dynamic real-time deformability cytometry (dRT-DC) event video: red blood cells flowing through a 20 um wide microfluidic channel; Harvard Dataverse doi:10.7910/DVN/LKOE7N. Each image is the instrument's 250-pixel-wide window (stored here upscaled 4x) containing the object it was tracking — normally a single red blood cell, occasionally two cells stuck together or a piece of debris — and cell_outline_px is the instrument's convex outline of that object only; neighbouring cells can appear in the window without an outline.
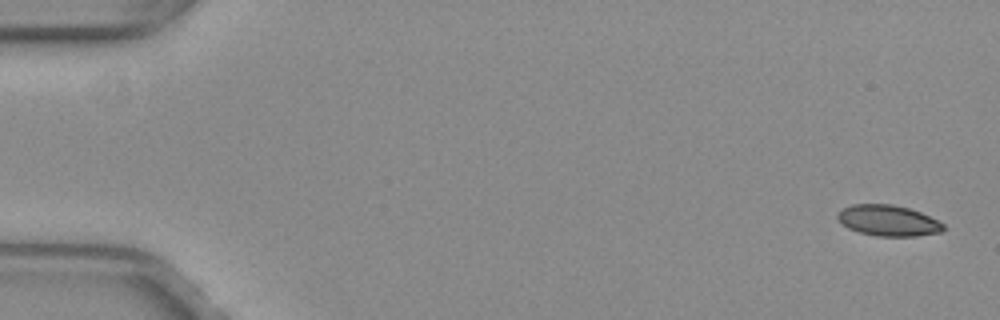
{"species": "common noctule bat (a hibernating species)", "species_latin": "Nyctalus noctula", "temperature_condition": "warm", "stored_images_in_passage": 52, "camera_frame_rate_fps": 3000, "um_per_image_px": 0.085, "animal": {"sex": "female", "body_mass_g": 29.2, "forearm_length_mm": 56.3}, "frame": {"image": 1, "passage_image": 1, "time_ms": 0.0, "image_size_px": [1000, 320], "cell_outline_px": [[944, 228], [940, 232], [916, 236], [876, 236], [860, 232], [848, 228], [836, 216], [844, 208], [852, 204], [892, 204], [908, 208], [920, 212], [944, 224]], "centroid_in_image_um": [75.5, 18.75], "position_along_channel_um": 9.5, "area_um2": 18.73}}
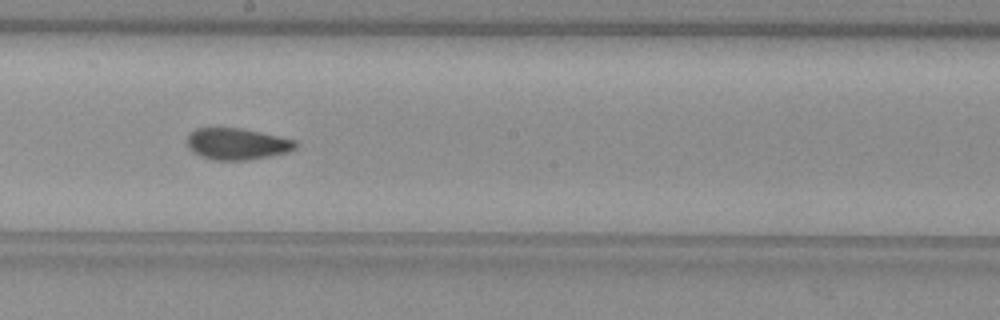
{"frame": {"image": 2, "passage_image": 29, "time_ms": 9.333, "image_size_px": [1000, 320], "cell_outline_px": [[300, 144], [296, 148], [288, 152], [248, 160], [212, 160], [200, 156], [192, 152], [188, 148], [188, 136], [196, 128], [240, 128], [260, 132], [296, 140]], "centroid_in_image_um": [20.16, 12.24], "position_along_channel_um": 228.0, "area_um2": 19.94}}
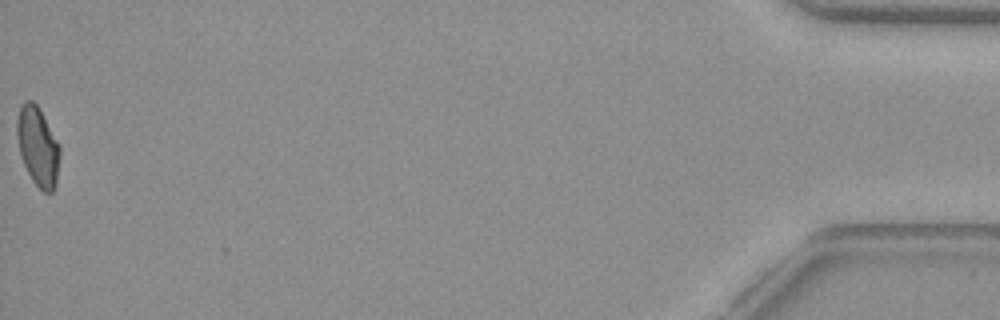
{"frame": {"image": 3, "passage_image": 52, "time_ms": 17.0, "image_size_px": [1000, 320], "cell_outline_px": [[60, 156], [56, 184], [52, 192], [44, 192], [32, 180], [24, 164], [20, 152], [16, 132], [16, 120], [20, 108], [24, 100], [32, 100], [36, 104], [60, 144]], "centroid_in_image_um": [3.22, 12.44], "position_along_channel_um": 432.0, "area_um2": 19.65}, "authors_computed_cell_mechanics": {"area_um2": 20.1722, "velocity_mm_per_s": 3.996, "shape_relaxation_time_tau1_ms": null, "shape_relaxation_time_tau2_ms": 1.6968, "deformation_change_tau1": null, "deformation_change_tau2": 0.057}}